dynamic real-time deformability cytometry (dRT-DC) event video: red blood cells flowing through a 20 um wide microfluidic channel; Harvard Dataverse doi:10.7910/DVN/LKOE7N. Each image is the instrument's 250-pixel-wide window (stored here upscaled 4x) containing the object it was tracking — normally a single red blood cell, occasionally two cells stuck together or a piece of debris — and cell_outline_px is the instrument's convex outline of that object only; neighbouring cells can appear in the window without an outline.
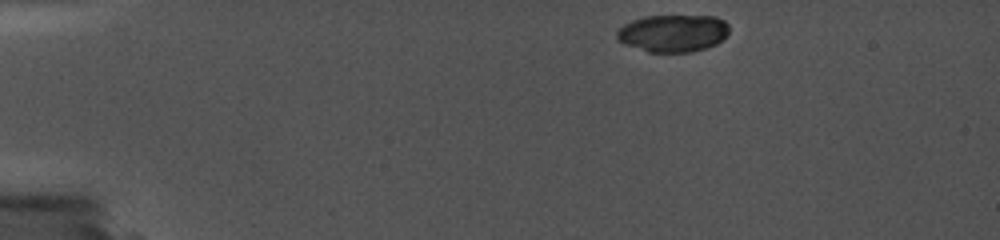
{"species": "common noctule bat (a hibernating species)", "species_latin": "Nyctalus noctula", "temperature_condition": "cold", "stored_images_in_passage": 3, "camera_frame_rate_fps": 5000, "um_per_image_px": 0.085, "animal": {"sex": "female", "body_mass_g": 19.0, "forearm_length_mm": 56.7}, "frame": {"image": 1, "passage_image": 2, "time_ms": 0.4, "image_size_px": [1000, 240], "cell_outline_px": [[688, 136], [660, 140], [604, 140], [524, 136], [516, 128], [524, 124], [648, 128], [688, 132]], "centroid_in_image_um": [50.87, 11.27], "position_along_channel_um": 34.1, "area_um2": 14.22}}